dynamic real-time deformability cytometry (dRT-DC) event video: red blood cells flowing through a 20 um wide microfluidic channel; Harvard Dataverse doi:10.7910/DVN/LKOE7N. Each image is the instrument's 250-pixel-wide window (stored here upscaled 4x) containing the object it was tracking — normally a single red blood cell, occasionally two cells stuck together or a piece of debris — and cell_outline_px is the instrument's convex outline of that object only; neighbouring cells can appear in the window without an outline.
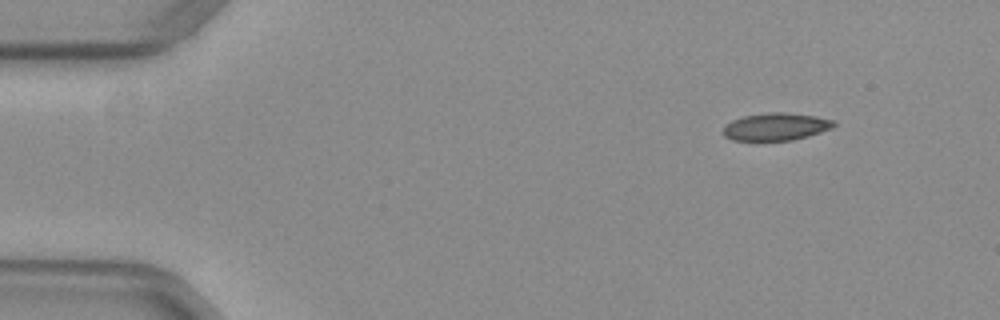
{"species": "common noctule bat (a hibernating species)", "species_latin": "Nyctalus noctula", "temperature_condition": "warm", "stored_images_in_passage": 41, "camera_frame_rate_fps": 3000, "um_per_image_px": 0.085, "animal": {"sex": "female", "body_mass_g": 29.2, "forearm_length_mm": 56.3}, "frame": {"image": 1, "passage_image": 1, "time_ms": 0.0, "image_size_px": [1000, 320], "cell_outline_px": [[836, 124], [832, 128], [808, 136], [792, 140], [732, 140], [724, 136], [724, 124], [732, 120], [744, 116], [768, 112], [788, 112], [816, 116], [836, 120]], "centroid_in_image_um": [65.97, 10.75], "position_along_channel_um": 19.0, "area_um2": 17.8}}
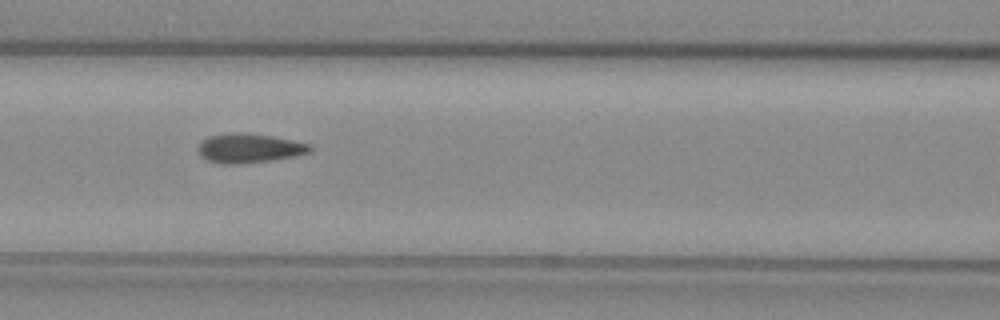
{"frame": {"image": 2, "passage_image": 18, "time_ms": 5.667, "image_size_px": [1000, 320], "cell_outline_px": [[312, 148], [308, 152], [296, 156], [240, 164], [220, 164], [208, 160], [200, 156], [200, 144], [208, 136], [228, 132], [240, 132], [268, 136], [292, 140], [312, 144]], "centroid_in_image_um": [21.18, 12.59], "position_along_channel_um": 145.4, "area_um2": 18.84}}
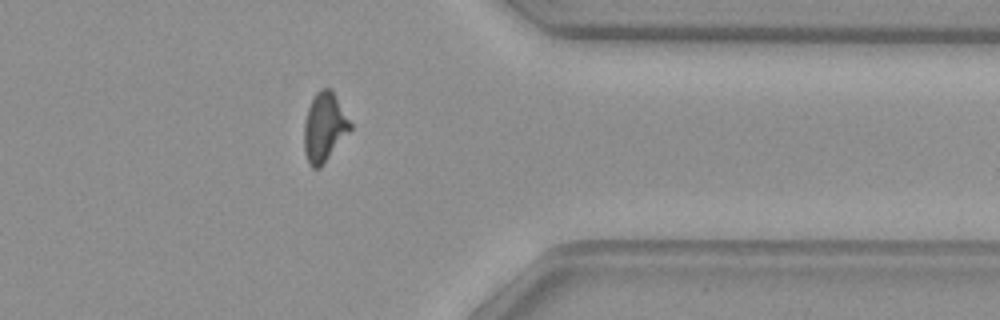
{"frame": {"image": 3, "passage_image": 37, "time_ms": 12.0, "image_size_px": [1000, 320], "cell_outline_px": [[352, 128], [320, 168], [312, 168], [308, 164], [304, 152], [304, 124], [308, 108], [316, 92], [320, 88], [332, 88], [352, 124]], "centroid_in_image_um": [27.57, 10.8], "position_along_channel_um": 383.8, "area_um2": 18.61}, "authors_computed_cell_mechanics": {"area_um2": 18.496, "velocity_mm_per_s": 3.9589, "shape_relaxation_time_tau1_ms": 10.6814, "shape_relaxation_time_tau2_ms": 0.9687, "deformation_change_tau1": 0.2511, "deformation_change_tau2": 0.0766}}